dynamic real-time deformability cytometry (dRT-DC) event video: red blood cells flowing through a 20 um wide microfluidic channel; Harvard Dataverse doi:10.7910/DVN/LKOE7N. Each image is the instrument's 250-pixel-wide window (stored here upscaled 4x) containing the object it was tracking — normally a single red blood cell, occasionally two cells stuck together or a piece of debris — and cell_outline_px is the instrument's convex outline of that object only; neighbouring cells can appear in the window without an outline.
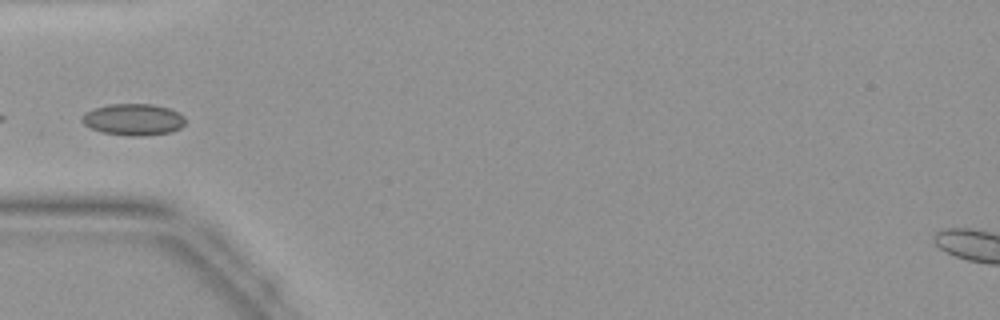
{"species": "common noctule bat (a hibernating species)", "species_latin": "Nyctalus noctula", "temperature_condition": "warm", "stored_images_in_passage": 20, "camera_frame_rate_fps": 3000, "um_per_image_px": 0.085, "animal": {"sex": "female", "body_mass_g": 19.9}, "frame": {"image": 1, "passage_image": 1, "time_ms": 0.0, "image_size_px": [1000, 320], "cell_outline_px": [[184, 124], [180, 128], [172, 132], [144, 136], [128, 136], [104, 132], [92, 128], [84, 124], [80, 120], [80, 116], [84, 112], [92, 108], [108, 104], [152, 104], [168, 108], [184, 116]], "centroid_in_image_um": [11.3, 10.16], "position_along_channel_um": 73.7, "area_um2": 19.13}}